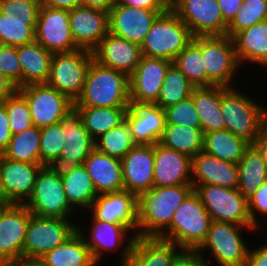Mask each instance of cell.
Returning <instances> with one entry per match:
<instances>
[{"label":"cell","mask_w":267,"mask_h":266,"mask_svg":"<svg viewBox=\"0 0 267 266\" xmlns=\"http://www.w3.org/2000/svg\"><path fill=\"white\" fill-rule=\"evenodd\" d=\"M115 5L132 6L155 11H168L171 8L165 0H116Z\"/></svg>","instance_id":"obj_51"},{"label":"cell","mask_w":267,"mask_h":266,"mask_svg":"<svg viewBox=\"0 0 267 266\" xmlns=\"http://www.w3.org/2000/svg\"><path fill=\"white\" fill-rule=\"evenodd\" d=\"M85 235L80 228L64 243L47 252L39 259L43 266H95Z\"/></svg>","instance_id":"obj_30"},{"label":"cell","mask_w":267,"mask_h":266,"mask_svg":"<svg viewBox=\"0 0 267 266\" xmlns=\"http://www.w3.org/2000/svg\"><path fill=\"white\" fill-rule=\"evenodd\" d=\"M176 244L158 237L133 235L122 254L121 266H172L183 250Z\"/></svg>","instance_id":"obj_18"},{"label":"cell","mask_w":267,"mask_h":266,"mask_svg":"<svg viewBox=\"0 0 267 266\" xmlns=\"http://www.w3.org/2000/svg\"><path fill=\"white\" fill-rule=\"evenodd\" d=\"M17 53L22 70V87L48 82L53 53L36 41L17 46Z\"/></svg>","instance_id":"obj_29"},{"label":"cell","mask_w":267,"mask_h":266,"mask_svg":"<svg viewBox=\"0 0 267 266\" xmlns=\"http://www.w3.org/2000/svg\"><path fill=\"white\" fill-rule=\"evenodd\" d=\"M192 158L154 144V186L192 185Z\"/></svg>","instance_id":"obj_22"},{"label":"cell","mask_w":267,"mask_h":266,"mask_svg":"<svg viewBox=\"0 0 267 266\" xmlns=\"http://www.w3.org/2000/svg\"><path fill=\"white\" fill-rule=\"evenodd\" d=\"M203 140L204 134L201 128L186 125H166L159 144L192 158L203 151Z\"/></svg>","instance_id":"obj_38"},{"label":"cell","mask_w":267,"mask_h":266,"mask_svg":"<svg viewBox=\"0 0 267 266\" xmlns=\"http://www.w3.org/2000/svg\"><path fill=\"white\" fill-rule=\"evenodd\" d=\"M99 64L130 76L140 62L142 53L138 44L108 33L92 51Z\"/></svg>","instance_id":"obj_26"},{"label":"cell","mask_w":267,"mask_h":266,"mask_svg":"<svg viewBox=\"0 0 267 266\" xmlns=\"http://www.w3.org/2000/svg\"><path fill=\"white\" fill-rule=\"evenodd\" d=\"M237 166V189L248 200L267 181V165L260 149L256 145H250Z\"/></svg>","instance_id":"obj_33"},{"label":"cell","mask_w":267,"mask_h":266,"mask_svg":"<svg viewBox=\"0 0 267 266\" xmlns=\"http://www.w3.org/2000/svg\"><path fill=\"white\" fill-rule=\"evenodd\" d=\"M166 11L114 5L109 13V33L139 46L144 41L154 20Z\"/></svg>","instance_id":"obj_19"},{"label":"cell","mask_w":267,"mask_h":266,"mask_svg":"<svg viewBox=\"0 0 267 266\" xmlns=\"http://www.w3.org/2000/svg\"><path fill=\"white\" fill-rule=\"evenodd\" d=\"M191 97L199 116L203 134L225 129L220 108L221 86L194 87Z\"/></svg>","instance_id":"obj_31"},{"label":"cell","mask_w":267,"mask_h":266,"mask_svg":"<svg viewBox=\"0 0 267 266\" xmlns=\"http://www.w3.org/2000/svg\"><path fill=\"white\" fill-rule=\"evenodd\" d=\"M192 185H217L229 189L238 188V166L235 163L219 160L204 151L192 157Z\"/></svg>","instance_id":"obj_27"},{"label":"cell","mask_w":267,"mask_h":266,"mask_svg":"<svg viewBox=\"0 0 267 266\" xmlns=\"http://www.w3.org/2000/svg\"><path fill=\"white\" fill-rule=\"evenodd\" d=\"M223 20L229 24L242 7L243 0H217Z\"/></svg>","instance_id":"obj_54"},{"label":"cell","mask_w":267,"mask_h":266,"mask_svg":"<svg viewBox=\"0 0 267 266\" xmlns=\"http://www.w3.org/2000/svg\"><path fill=\"white\" fill-rule=\"evenodd\" d=\"M65 130V145L59 159L52 165L61 168L81 165L95 149L94 139L85 129L81 116L74 109L62 121Z\"/></svg>","instance_id":"obj_25"},{"label":"cell","mask_w":267,"mask_h":266,"mask_svg":"<svg viewBox=\"0 0 267 266\" xmlns=\"http://www.w3.org/2000/svg\"><path fill=\"white\" fill-rule=\"evenodd\" d=\"M0 72L22 87V70L18 60L17 46L0 44Z\"/></svg>","instance_id":"obj_49"},{"label":"cell","mask_w":267,"mask_h":266,"mask_svg":"<svg viewBox=\"0 0 267 266\" xmlns=\"http://www.w3.org/2000/svg\"><path fill=\"white\" fill-rule=\"evenodd\" d=\"M212 218L193 191L173 214L169 228L159 237L181 250L196 251L206 240Z\"/></svg>","instance_id":"obj_3"},{"label":"cell","mask_w":267,"mask_h":266,"mask_svg":"<svg viewBox=\"0 0 267 266\" xmlns=\"http://www.w3.org/2000/svg\"><path fill=\"white\" fill-rule=\"evenodd\" d=\"M193 40L188 26L170 8L154 20L140 45L143 56L173 62L174 58Z\"/></svg>","instance_id":"obj_5"},{"label":"cell","mask_w":267,"mask_h":266,"mask_svg":"<svg viewBox=\"0 0 267 266\" xmlns=\"http://www.w3.org/2000/svg\"><path fill=\"white\" fill-rule=\"evenodd\" d=\"M33 214L24 204H5L0 210V266L23 260L28 222Z\"/></svg>","instance_id":"obj_13"},{"label":"cell","mask_w":267,"mask_h":266,"mask_svg":"<svg viewBox=\"0 0 267 266\" xmlns=\"http://www.w3.org/2000/svg\"><path fill=\"white\" fill-rule=\"evenodd\" d=\"M243 227L248 230L257 228L231 222L212 221L206 240L196 251L209 249L219 266H246L249 248L239 231Z\"/></svg>","instance_id":"obj_11"},{"label":"cell","mask_w":267,"mask_h":266,"mask_svg":"<svg viewBox=\"0 0 267 266\" xmlns=\"http://www.w3.org/2000/svg\"><path fill=\"white\" fill-rule=\"evenodd\" d=\"M78 226L65 218L32 215L23 246L24 260H39L47 252L64 243Z\"/></svg>","instance_id":"obj_9"},{"label":"cell","mask_w":267,"mask_h":266,"mask_svg":"<svg viewBox=\"0 0 267 266\" xmlns=\"http://www.w3.org/2000/svg\"><path fill=\"white\" fill-rule=\"evenodd\" d=\"M94 145L98 152L122 159L136 143L132 139L129 125L123 121L118 127L96 138Z\"/></svg>","instance_id":"obj_42"},{"label":"cell","mask_w":267,"mask_h":266,"mask_svg":"<svg viewBox=\"0 0 267 266\" xmlns=\"http://www.w3.org/2000/svg\"><path fill=\"white\" fill-rule=\"evenodd\" d=\"M201 48L207 72V87L221 86L230 88L232 78L239 65L233 38L223 36L193 37Z\"/></svg>","instance_id":"obj_8"},{"label":"cell","mask_w":267,"mask_h":266,"mask_svg":"<svg viewBox=\"0 0 267 266\" xmlns=\"http://www.w3.org/2000/svg\"><path fill=\"white\" fill-rule=\"evenodd\" d=\"M40 137V128L36 126L13 134L1 155L14 161L41 165Z\"/></svg>","instance_id":"obj_39"},{"label":"cell","mask_w":267,"mask_h":266,"mask_svg":"<svg viewBox=\"0 0 267 266\" xmlns=\"http://www.w3.org/2000/svg\"><path fill=\"white\" fill-rule=\"evenodd\" d=\"M41 3L48 7L66 10L82 6V0H41Z\"/></svg>","instance_id":"obj_57"},{"label":"cell","mask_w":267,"mask_h":266,"mask_svg":"<svg viewBox=\"0 0 267 266\" xmlns=\"http://www.w3.org/2000/svg\"><path fill=\"white\" fill-rule=\"evenodd\" d=\"M97 194L124 190L121 159L98 152L94 149L84 160Z\"/></svg>","instance_id":"obj_28"},{"label":"cell","mask_w":267,"mask_h":266,"mask_svg":"<svg viewBox=\"0 0 267 266\" xmlns=\"http://www.w3.org/2000/svg\"><path fill=\"white\" fill-rule=\"evenodd\" d=\"M172 64L169 60L142 55L136 69L129 76L131 104H155Z\"/></svg>","instance_id":"obj_17"},{"label":"cell","mask_w":267,"mask_h":266,"mask_svg":"<svg viewBox=\"0 0 267 266\" xmlns=\"http://www.w3.org/2000/svg\"><path fill=\"white\" fill-rule=\"evenodd\" d=\"M3 105L7 110L12 134H17L34 126L29 105L18 91L12 97L8 98Z\"/></svg>","instance_id":"obj_46"},{"label":"cell","mask_w":267,"mask_h":266,"mask_svg":"<svg viewBox=\"0 0 267 266\" xmlns=\"http://www.w3.org/2000/svg\"><path fill=\"white\" fill-rule=\"evenodd\" d=\"M121 163L124 190L138 197L154 186V145L136 144Z\"/></svg>","instance_id":"obj_21"},{"label":"cell","mask_w":267,"mask_h":266,"mask_svg":"<svg viewBox=\"0 0 267 266\" xmlns=\"http://www.w3.org/2000/svg\"><path fill=\"white\" fill-rule=\"evenodd\" d=\"M37 21H9L0 13V44L20 46L35 41Z\"/></svg>","instance_id":"obj_44"},{"label":"cell","mask_w":267,"mask_h":266,"mask_svg":"<svg viewBox=\"0 0 267 266\" xmlns=\"http://www.w3.org/2000/svg\"><path fill=\"white\" fill-rule=\"evenodd\" d=\"M5 204L3 202H0V210Z\"/></svg>","instance_id":"obj_62"},{"label":"cell","mask_w":267,"mask_h":266,"mask_svg":"<svg viewBox=\"0 0 267 266\" xmlns=\"http://www.w3.org/2000/svg\"><path fill=\"white\" fill-rule=\"evenodd\" d=\"M249 146L227 129L204 134L203 151L222 161L238 164Z\"/></svg>","instance_id":"obj_35"},{"label":"cell","mask_w":267,"mask_h":266,"mask_svg":"<svg viewBox=\"0 0 267 266\" xmlns=\"http://www.w3.org/2000/svg\"><path fill=\"white\" fill-rule=\"evenodd\" d=\"M204 254L197 251L183 250L173 262L172 266H208Z\"/></svg>","instance_id":"obj_52"},{"label":"cell","mask_w":267,"mask_h":266,"mask_svg":"<svg viewBox=\"0 0 267 266\" xmlns=\"http://www.w3.org/2000/svg\"><path fill=\"white\" fill-rule=\"evenodd\" d=\"M93 219V227L90 234V240L85 239L86 245L89 247L92 259L96 264L102 257L103 250H117L125 241L126 234L130 230L123 224L109 223L101 220Z\"/></svg>","instance_id":"obj_36"},{"label":"cell","mask_w":267,"mask_h":266,"mask_svg":"<svg viewBox=\"0 0 267 266\" xmlns=\"http://www.w3.org/2000/svg\"><path fill=\"white\" fill-rule=\"evenodd\" d=\"M69 25L76 46L93 51L109 33V13L78 6L69 10Z\"/></svg>","instance_id":"obj_20"},{"label":"cell","mask_w":267,"mask_h":266,"mask_svg":"<svg viewBox=\"0 0 267 266\" xmlns=\"http://www.w3.org/2000/svg\"><path fill=\"white\" fill-rule=\"evenodd\" d=\"M17 91L18 88L16 84L0 72V105H3V103Z\"/></svg>","instance_id":"obj_56"},{"label":"cell","mask_w":267,"mask_h":266,"mask_svg":"<svg viewBox=\"0 0 267 266\" xmlns=\"http://www.w3.org/2000/svg\"><path fill=\"white\" fill-rule=\"evenodd\" d=\"M6 266H43L39 260H18L7 264Z\"/></svg>","instance_id":"obj_60"},{"label":"cell","mask_w":267,"mask_h":266,"mask_svg":"<svg viewBox=\"0 0 267 266\" xmlns=\"http://www.w3.org/2000/svg\"><path fill=\"white\" fill-rule=\"evenodd\" d=\"M171 9L193 37L226 35L228 24L223 20L217 0H178Z\"/></svg>","instance_id":"obj_14"},{"label":"cell","mask_w":267,"mask_h":266,"mask_svg":"<svg viewBox=\"0 0 267 266\" xmlns=\"http://www.w3.org/2000/svg\"><path fill=\"white\" fill-rule=\"evenodd\" d=\"M129 76L92 60L74 107H130Z\"/></svg>","instance_id":"obj_2"},{"label":"cell","mask_w":267,"mask_h":266,"mask_svg":"<svg viewBox=\"0 0 267 266\" xmlns=\"http://www.w3.org/2000/svg\"><path fill=\"white\" fill-rule=\"evenodd\" d=\"M93 59V52L82 48L53 53L47 84L75 103L83 91L87 70Z\"/></svg>","instance_id":"obj_7"},{"label":"cell","mask_w":267,"mask_h":266,"mask_svg":"<svg viewBox=\"0 0 267 266\" xmlns=\"http://www.w3.org/2000/svg\"><path fill=\"white\" fill-rule=\"evenodd\" d=\"M246 266H267V244L248 251Z\"/></svg>","instance_id":"obj_55"},{"label":"cell","mask_w":267,"mask_h":266,"mask_svg":"<svg viewBox=\"0 0 267 266\" xmlns=\"http://www.w3.org/2000/svg\"><path fill=\"white\" fill-rule=\"evenodd\" d=\"M27 201H24V205L28 210L41 217L67 219L74 211L67 200L60 170L53 166L41 168L33 193Z\"/></svg>","instance_id":"obj_6"},{"label":"cell","mask_w":267,"mask_h":266,"mask_svg":"<svg viewBox=\"0 0 267 266\" xmlns=\"http://www.w3.org/2000/svg\"><path fill=\"white\" fill-rule=\"evenodd\" d=\"M93 218L137 229V196L122 190L98 194L90 206Z\"/></svg>","instance_id":"obj_24"},{"label":"cell","mask_w":267,"mask_h":266,"mask_svg":"<svg viewBox=\"0 0 267 266\" xmlns=\"http://www.w3.org/2000/svg\"><path fill=\"white\" fill-rule=\"evenodd\" d=\"M178 0H165V2L171 7Z\"/></svg>","instance_id":"obj_61"},{"label":"cell","mask_w":267,"mask_h":266,"mask_svg":"<svg viewBox=\"0 0 267 266\" xmlns=\"http://www.w3.org/2000/svg\"><path fill=\"white\" fill-rule=\"evenodd\" d=\"M41 0H0V13L9 21H37Z\"/></svg>","instance_id":"obj_47"},{"label":"cell","mask_w":267,"mask_h":266,"mask_svg":"<svg viewBox=\"0 0 267 266\" xmlns=\"http://www.w3.org/2000/svg\"><path fill=\"white\" fill-rule=\"evenodd\" d=\"M12 135L6 107L0 105V154L7 148Z\"/></svg>","instance_id":"obj_53"},{"label":"cell","mask_w":267,"mask_h":266,"mask_svg":"<svg viewBox=\"0 0 267 266\" xmlns=\"http://www.w3.org/2000/svg\"><path fill=\"white\" fill-rule=\"evenodd\" d=\"M267 19V0H243L242 7L227 25L226 35L233 38L238 32Z\"/></svg>","instance_id":"obj_43"},{"label":"cell","mask_w":267,"mask_h":266,"mask_svg":"<svg viewBox=\"0 0 267 266\" xmlns=\"http://www.w3.org/2000/svg\"><path fill=\"white\" fill-rule=\"evenodd\" d=\"M194 86L187 77L172 64L164 78L161 91L155 105L165 109L191 96Z\"/></svg>","instance_id":"obj_41"},{"label":"cell","mask_w":267,"mask_h":266,"mask_svg":"<svg viewBox=\"0 0 267 266\" xmlns=\"http://www.w3.org/2000/svg\"><path fill=\"white\" fill-rule=\"evenodd\" d=\"M129 107H74L81 116L85 129L95 140L125 121Z\"/></svg>","instance_id":"obj_37"},{"label":"cell","mask_w":267,"mask_h":266,"mask_svg":"<svg viewBox=\"0 0 267 266\" xmlns=\"http://www.w3.org/2000/svg\"><path fill=\"white\" fill-rule=\"evenodd\" d=\"M212 221L255 226L249 216L248 200L238 191L211 184L194 188Z\"/></svg>","instance_id":"obj_10"},{"label":"cell","mask_w":267,"mask_h":266,"mask_svg":"<svg viewBox=\"0 0 267 266\" xmlns=\"http://www.w3.org/2000/svg\"><path fill=\"white\" fill-rule=\"evenodd\" d=\"M68 202L74 208H90L98 196L83 164L59 168Z\"/></svg>","instance_id":"obj_32"},{"label":"cell","mask_w":267,"mask_h":266,"mask_svg":"<svg viewBox=\"0 0 267 266\" xmlns=\"http://www.w3.org/2000/svg\"><path fill=\"white\" fill-rule=\"evenodd\" d=\"M248 208L251 222L257 227L259 223L257 222L255 210L267 215V181L248 199Z\"/></svg>","instance_id":"obj_50"},{"label":"cell","mask_w":267,"mask_h":266,"mask_svg":"<svg viewBox=\"0 0 267 266\" xmlns=\"http://www.w3.org/2000/svg\"><path fill=\"white\" fill-rule=\"evenodd\" d=\"M255 145L260 149L263 154L265 163L267 165V119L262 125L260 135Z\"/></svg>","instance_id":"obj_59"},{"label":"cell","mask_w":267,"mask_h":266,"mask_svg":"<svg viewBox=\"0 0 267 266\" xmlns=\"http://www.w3.org/2000/svg\"><path fill=\"white\" fill-rule=\"evenodd\" d=\"M164 112L166 125H186L193 128H201L199 116L191 96L165 108Z\"/></svg>","instance_id":"obj_48"},{"label":"cell","mask_w":267,"mask_h":266,"mask_svg":"<svg viewBox=\"0 0 267 266\" xmlns=\"http://www.w3.org/2000/svg\"><path fill=\"white\" fill-rule=\"evenodd\" d=\"M240 93L233 87H221L220 108L225 129L250 145H255L267 119V109Z\"/></svg>","instance_id":"obj_4"},{"label":"cell","mask_w":267,"mask_h":266,"mask_svg":"<svg viewBox=\"0 0 267 266\" xmlns=\"http://www.w3.org/2000/svg\"><path fill=\"white\" fill-rule=\"evenodd\" d=\"M35 41L51 53L70 52L78 49L69 25V10L40 6Z\"/></svg>","instance_id":"obj_16"},{"label":"cell","mask_w":267,"mask_h":266,"mask_svg":"<svg viewBox=\"0 0 267 266\" xmlns=\"http://www.w3.org/2000/svg\"><path fill=\"white\" fill-rule=\"evenodd\" d=\"M42 165L14 161L0 155V202L24 204L33 193Z\"/></svg>","instance_id":"obj_15"},{"label":"cell","mask_w":267,"mask_h":266,"mask_svg":"<svg viewBox=\"0 0 267 266\" xmlns=\"http://www.w3.org/2000/svg\"><path fill=\"white\" fill-rule=\"evenodd\" d=\"M40 157L42 166H52L65 145V130L62 122L40 128Z\"/></svg>","instance_id":"obj_45"},{"label":"cell","mask_w":267,"mask_h":266,"mask_svg":"<svg viewBox=\"0 0 267 266\" xmlns=\"http://www.w3.org/2000/svg\"><path fill=\"white\" fill-rule=\"evenodd\" d=\"M116 4V0H82V6L101 9L109 12Z\"/></svg>","instance_id":"obj_58"},{"label":"cell","mask_w":267,"mask_h":266,"mask_svg":"<svg viewBox=\"0 0 267 266\" xmlns=\"http://www.w3.org/2000/svg\"><path fill=\"white\" fill-rule=\"evenodd\" d=\"M194 191L193 185L153 186L137 197L136 237H160L173 214ZM140 230V231H139Z\"/></svg>","instance_id":"obj_1"},{"label":"cell","mask_w":267,"mask_h":266,"mask_svg":"<svg viewBox=\"0 0 267 266\" xmlns=\"http://www.w3.org/2000/svg\"><path fill=\"white\" fill-rule=\"evenodd\" d=\"M194 87H207V72L201 48L192 40L172 62Z\"/></svg>","instance_id":"obj_40"},{"label":"cell","mask_w":267,"mask_h":266,"mask_svg":"<svg viewBox=\"0 0 267 266\" xmlns=\"http://www.w3.org/2000/svg\"><path fill=\"white\" fill-rule=\"evenodd\" d=\"M238 62L267 65V19L238 32L234 37Z\"/></svg>","instance_id":"obj_34"},{"label":"cell","mask_w":267,"mask_h":266,"mask_svg":"<svg viewBox=\"0 0 267 266\" xmlns=\"http://www.w3.org/2000/svg\"><path fill=\"white\" fill-rule=\"evenodd\" d=\"M125 121L136 144L159 143L166 127L164 109L155 104H131L126 111Z\"/></svg>","instance_id":"obj_23"},{"label":"cell","mask_w":267,"mask_h":266,"mask_svg":"<svg viewBox=\"0 0 267 266\" xmlns=\"http://www.w3.org/2000/svg\"><path fill=\"white\" fill-rule=\"evenodd\" d=\"M18 92L26 99L33 125L38 128L61 122L74 110V102L47 83L29 84Z\"/></svg>","instance_id":"obj_12"}]
</instances>
